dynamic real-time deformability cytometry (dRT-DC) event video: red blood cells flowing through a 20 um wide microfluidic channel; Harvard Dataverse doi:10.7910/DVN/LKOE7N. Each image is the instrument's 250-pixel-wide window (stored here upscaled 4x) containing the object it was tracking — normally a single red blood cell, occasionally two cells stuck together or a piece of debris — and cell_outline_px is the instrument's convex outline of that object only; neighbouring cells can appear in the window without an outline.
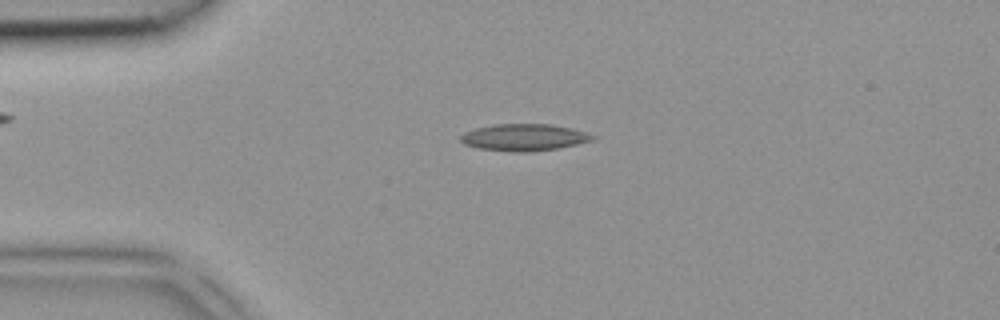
{"species": "common noctule bat (a hibernating species)", "species_latin": "Nyctalus noctula", "temperature_condition": "room temperature", "stored_images_in_passage": 6, "camera_frame_rate_fps": 3000, "um_per_image_px": 0.085, "animal": {"sex": "female", "body_mass_g": 18.4}, "frame": {"image": 1, "passage_image": 4, "time_ms": 1.0, "image_size_px": [1000, 320], "cell_outline_px": [[596, 140], [560, 148], [524, 152], [512, 152], [480, 148], [464, 144], [460, 140], [460, 136], [464, 132], [476, 128], [496, 124], [552, 124], [572, 128], [596, 136]], "centroid_in_image_um": [44.58, 11.67], "position_along_channel_um": 40.4, "area_um2": 20.69}}
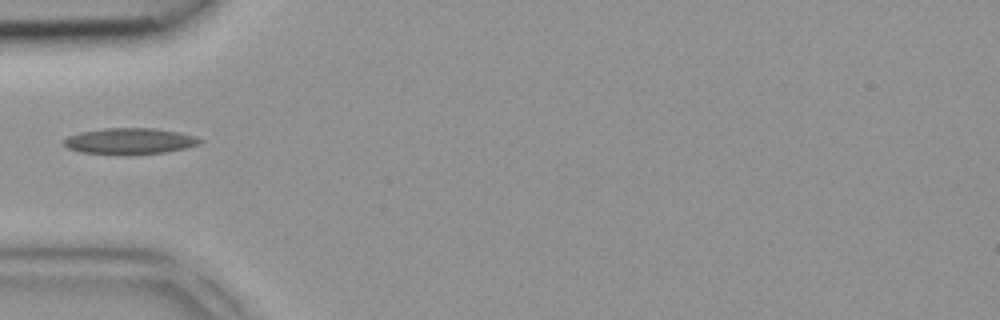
{"frame": {"image": 2, "passage_image": 5, "time_ms": 1.333, "image_size_px": [1000, 320], "cell_outline_px": [[204, 140], [200, 144], [184, 148], [164, 152], [128, 156], [116, 156], [80, 152], [68, 148], [60, 140], [68, 136], [80, 132], [104, 128], [156, 128], [196, 136]], "centroid_in_image_um": [10.98, 12.02], "position_along_channel_um": 74.0, "area_um2": 21.27}}